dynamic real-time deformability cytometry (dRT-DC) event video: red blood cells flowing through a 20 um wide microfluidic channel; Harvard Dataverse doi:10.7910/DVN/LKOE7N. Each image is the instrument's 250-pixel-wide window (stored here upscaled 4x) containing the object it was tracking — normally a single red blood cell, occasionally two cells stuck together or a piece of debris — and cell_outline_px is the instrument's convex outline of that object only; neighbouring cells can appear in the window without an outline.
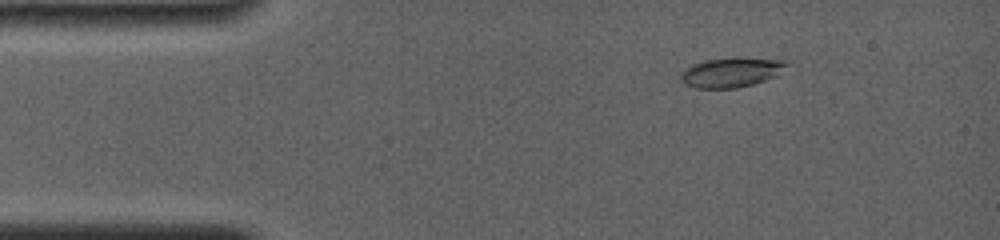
{"species": "common noctule bat (a hibernating species)", "species_latin": "Nyctalus noctula", "temperature_condition": "room temperature", "stored_images_in_passage": 15, "camera_frame_rate_fps": 4000, "um_per_image_px": 0.085, "animal": {"sex": "female", "body_mass_g": 19.0, "forearm_length_mm": 56.7}, "frame": {"image": 1, "passage_image": 4, "time_ms": 2.0, "image_size_px": [1000, 240], "cell_outline_px": [[788, 64], [776, 76], [752, 84], [736, 88], [696, 88], [684, 84], [680, 80], [680, 72], [684, 68], [692, 64], [704, 60], [788, 60]], "centroid_in_image_um": [62.06, 6.2], "position_along_channel_um": 22.9, "area_um2": 17.51}}
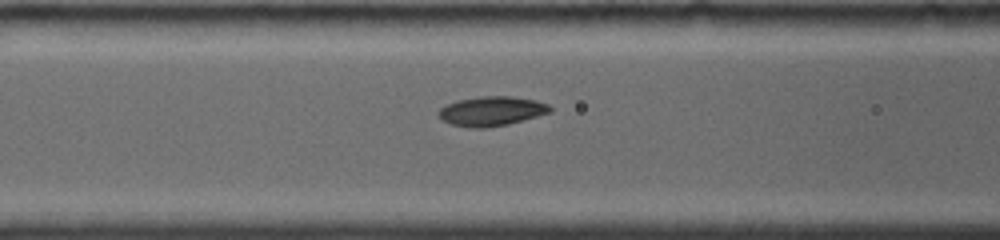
{"frame": {"image": 2, "passage_image": 11, "time_ms": 6.25, "image_size_px": [1000, 240], "cell_outline_px": [[552, 112], [508, 124], [484, 128], [472, 128], [452, 124], [444, 120], [436, 112], [440, 108], [456, 100], [476, 96], [512, 96], [536, 100], [548, 104], [552, 108]], "centroid_in_image_um": [41.79, 9.43], "position_along_channel_um": 124.8, "area_um2": 19.19}}
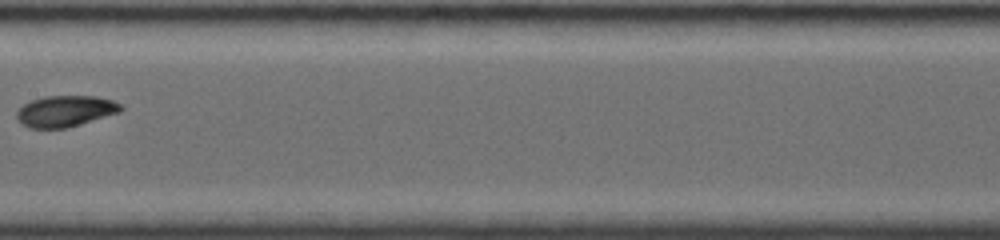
{"frame": {"image": 3, "passage_image": 14, "time_ms": 8.25, "image_size_px": [1000, 240], "cell_outline_px": [[124, 108], [120, 112], [68, 128], [28, 128], [16, 120], [16, 112], [24, 104], [32, 100], [44, 96], [96, 96], [112, 100], [120, 104]], "centroid_in_image_um": [5.54, 9.45], "position_along_channel_um": 201.9, "area_um2": 19.02}}